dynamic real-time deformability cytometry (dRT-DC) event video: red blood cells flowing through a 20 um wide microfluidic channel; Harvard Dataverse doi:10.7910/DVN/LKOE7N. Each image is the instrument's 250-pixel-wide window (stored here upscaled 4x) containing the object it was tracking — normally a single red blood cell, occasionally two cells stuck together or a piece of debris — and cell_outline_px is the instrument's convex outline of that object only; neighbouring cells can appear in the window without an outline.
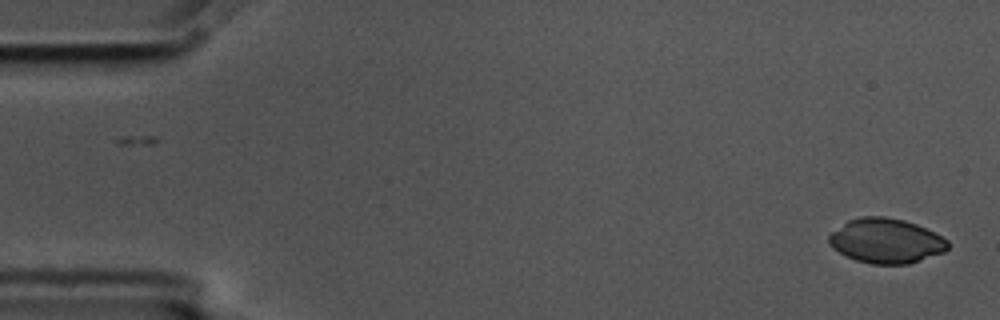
{"species": "common noctule bat (a hibernating species)", "species_latin": "Nyctalus noctula", "temperature_condition": "cold", "stored_images_in_passage": 2, "camera_frame_rate_fps": 3000, "um_per_image_px": 0.085, "animal": {"sex": "male", "body_mass_g": 17.5, "forearm_length_mm": 52.3}, "frame": {"image": 1, "passage_image": 2, "time_ms": 0.333, "image_size_px": [1000, 320], "cell_outline_px": [[948, 248], [944, 252], [908, 264], [872, 264], [856, 260], [840, 252], [828, 240], [828, 236], [832, 232], [848, 220], [860, 216], [884, 216], [904, 220], [916, 224], [948, 240]], "centroid_in_image_um": [75.32, 20.46], "position_along_channel_um": 9.7, "area_um2": 30.58}}